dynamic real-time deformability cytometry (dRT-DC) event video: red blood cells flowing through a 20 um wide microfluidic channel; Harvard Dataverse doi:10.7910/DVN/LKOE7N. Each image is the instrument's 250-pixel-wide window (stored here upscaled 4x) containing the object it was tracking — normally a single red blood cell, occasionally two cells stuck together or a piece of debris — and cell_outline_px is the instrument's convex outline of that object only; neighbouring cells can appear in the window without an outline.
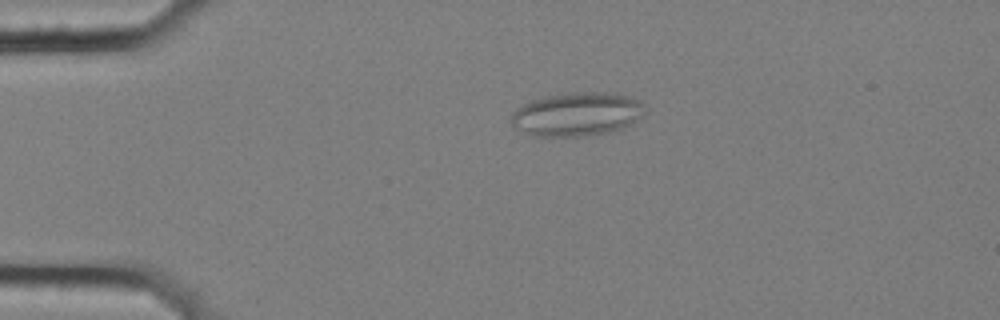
{"species": "common noctule bat (a hibernating species)", "species_latin": "Nyctalus noctula", "temperature_condition": "cold", "stored_images_in_passage": 46, "camera_frame_rate_fps": 3000, "um_per_image_px": 0.085, "animal": {"sex": "female", "body_mass_g": 25.1}, "frame": {"image": 1, "passage_image": 2, "time_ms": 0.333, "image_size_px": [1000, 320], "cell_outline_px": [[644, 112], [636, 120], [620, 128], [608, 132], [588, 136], [532, 136], [512, 124], [512, 112], [516, 108], [532, 100], [544, 96], [576, 92], [620, 92], [640, 100], [644, 104]], "centroid_in_image_um": [49.06, 9.68], "position_along_channel_um": 35.9, "area_um2": 33.99}}
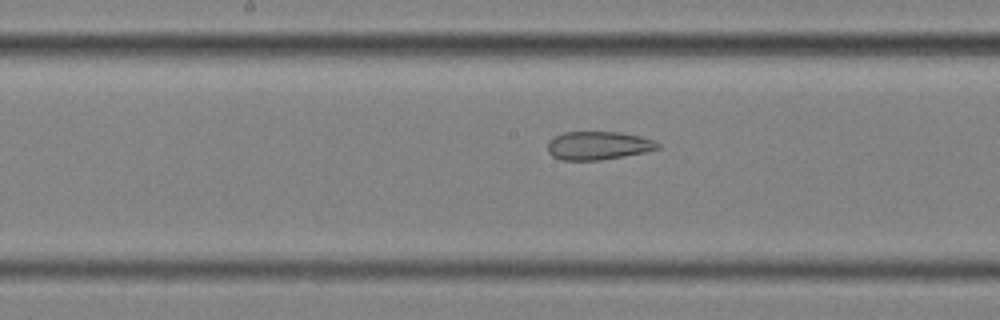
{"frame": {"image": 2, "passage_image": 19, "time_ms": 6.0, "image_size_px": [1000, 320], "cell_outline_px": [[660, 148], [644, 152], [624, 156], [600, 160], [560, 160], [552, 156], [548, 152], [548, 140], [564, 132], [620, 132], [640, 136], [656, 140], [660, 144]], "centroid_in_image_um": [50.86, 12.37], "position_along_channel_um": 197.3, "area_um2": 18.26}}
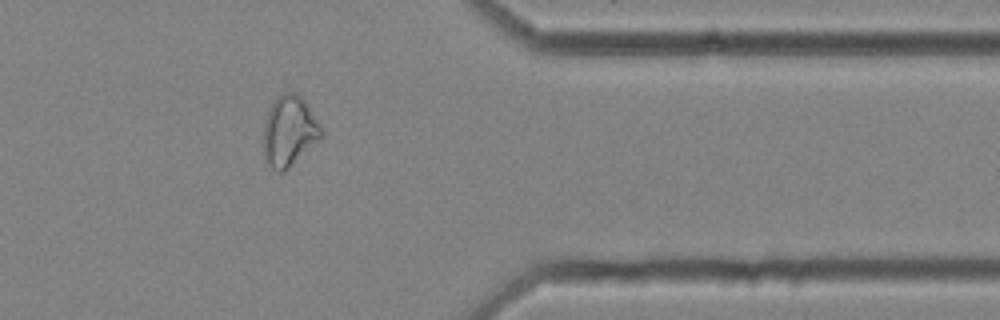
{"frame": {"image": 3, "passage_image": 36, "time_ms": 11.667, "image_size_px": [1000, 320], "cell_outline_px": [[324, 136], [284, 172], [276, 172], [268, 164], [264, 152], [264, 120], [276, 96], [284, 92], [296, 92], [308, 104], [324, 128]], "centroid_in_image_um": [24.63, 11.12], "position_along_channel_um": 386.8, "area_um2": 24.04}, "authors_computed_cell_mechanics": {"area_um2": 22.253, "velocity_mm_per_s": 3.5638, "shape_relaxation_time_tau1_ms": null, "shape_relaxation_time_tau2_ms": 3.1501, "deformation_change_tau1": null, "deformation_change_tau2": 0.1198}}